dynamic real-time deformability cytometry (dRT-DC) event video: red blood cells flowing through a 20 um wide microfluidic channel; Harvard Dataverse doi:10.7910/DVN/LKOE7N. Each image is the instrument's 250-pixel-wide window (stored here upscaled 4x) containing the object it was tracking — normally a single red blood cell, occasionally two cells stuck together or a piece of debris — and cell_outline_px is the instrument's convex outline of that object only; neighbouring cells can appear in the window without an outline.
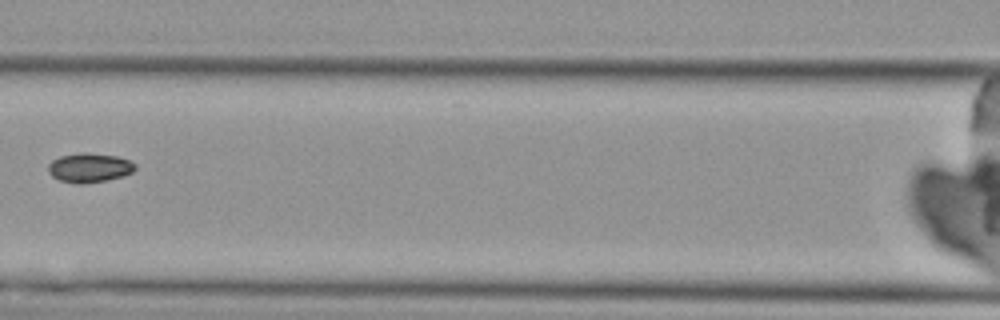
{"species": "Egyptian fruit bat (a non-hibernating species)", "species_latin": "Rousettus aegyptiacus", "temperature_condition": "cold", "stored_images_in_passage": 9, "camera_frame_rate_fps": 3000, "um_per_image_px": 0.085, "animal": {"sex": "female"}, "frame": {"image": 1, "passage_image": 8, "time_ms": 8.333, "image_size_px": [1000, 320], "cell_outline_px": [[136, 168], [132, 172], [124, 176], [104, 180], [80, 184], [60, 180], [52, 176], [48, 172], [48, 164], [52, 160], [60, 156], [80, 152], [88, 152], [116, 156], [128, 160], [136, 164]], "centroid_in_image_um": [7.59, 14.24], "position_along_channel_um": 159.0, "area_um2": 14.8}}
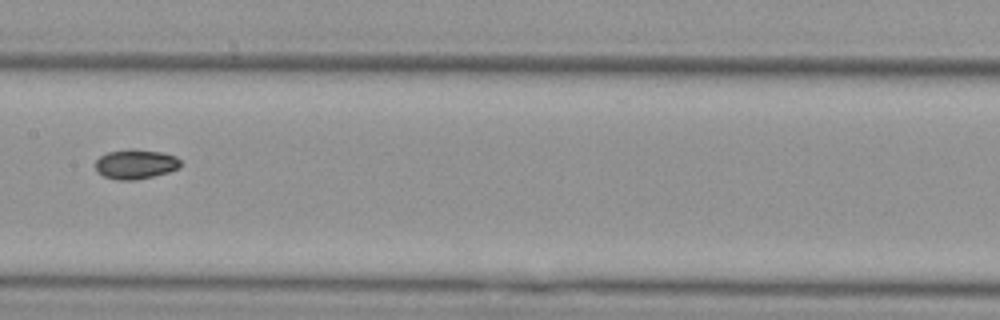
{"frame": {"image": 2, "passage_image": 9, "time_ms": 9.333, "image_size_px": [1000, 320], "cell_outline_px": [[180, 168], [168, 172], [136, 180], [116, 180], [104, 176], [96, 172], [96, 160], [100, 156], [108, 152], [128, 148], [132, 148], [164, 152], [176, 156], [180, 160]], "centroid_in_image_um": [11.52, 13.94], "position_along_channel_um": 195.9, "area_um2": 14.91}}